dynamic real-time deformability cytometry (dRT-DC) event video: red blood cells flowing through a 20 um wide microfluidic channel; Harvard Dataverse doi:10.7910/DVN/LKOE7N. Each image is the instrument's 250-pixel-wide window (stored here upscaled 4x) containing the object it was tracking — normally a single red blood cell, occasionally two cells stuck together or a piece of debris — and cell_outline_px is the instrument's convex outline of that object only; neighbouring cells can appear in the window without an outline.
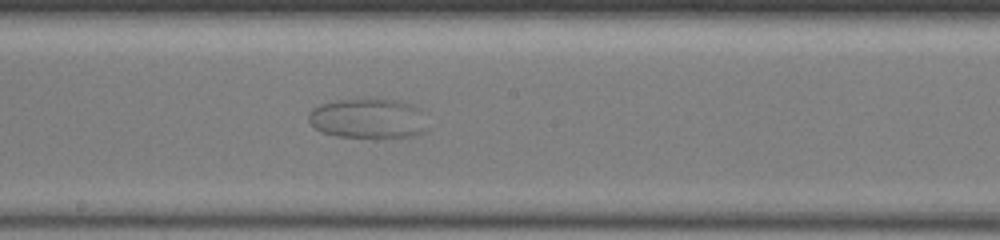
{"species": "common noctule bat (a hibernating species)", "species_latin": "Nyctalus noctula", "temperature_condition": "warm", "stored_images_in_passage": 34, "camera_frame_rate_fps": 3000, "um_per_image_px": 0.085, "animal": {"sex": "female", "body_mass_g": 19.5, "forearm_length_mm": 54.1}, "frame": {"image": 1, "passage_image": 12, "time_ms": 3.667, "image_size_px": [1000, 240], "cell_outline_px": [[428, 128], [420, 136], [336, 136], [320, 132], [308, 120], [308, 116], [312, 108], [320, 104], [336, 100], [396, 100], [412, 104], [420, 108]], "centroid_in_image_um": [31.3, 10.07], "position_along_channel_um": 216.9, "area_um2": 27.34}}
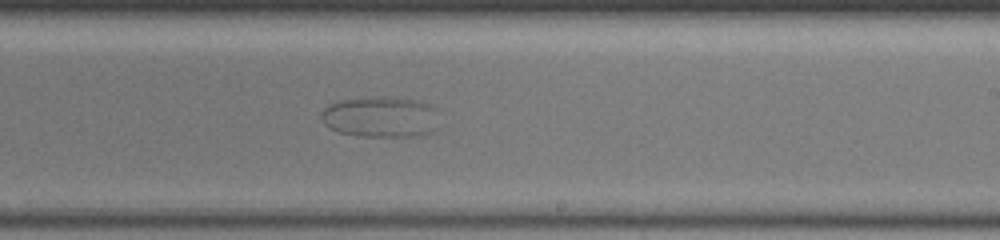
{"frame": {"image": 2, "passage_image": 15, "time_ms": 4.667, "image_size_px": [1000, 240], "cell_outline_px": [[432, 108], [428, 132], [412, 136], [360, 136], [336, 132], [328, 128], [324, 124], [320, 116], [320, 112], [324, 108], [332, 104], [344, 100], [420, 100], [428, 104]], "centroid_in_image_um": [32.14, 9.99], "position_along_channel_um": 256.9, "area_um2": 25.89}}
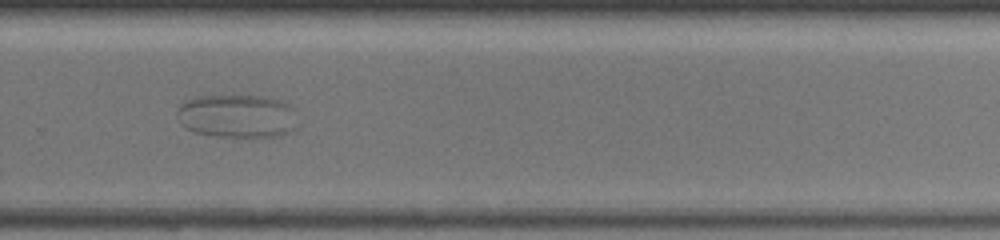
{"frame": {"image": 3, "passage_image": 19, "time_ms": 6.0, "image_size_px": [1000, 240], "cell_outline_px": [[296, 128], [280, 136], [216, 136], [192, 132], [184, 128], [180, 124], [176, 116], [176, 112], [180, 104], [184, 100], [196, 96], [260, 96], [276, 100], [288, 104]], "centroid_in_image_um": [20.02, 9.87], "position_along_channel_um": 309.8, "area_um2": 30.17}}